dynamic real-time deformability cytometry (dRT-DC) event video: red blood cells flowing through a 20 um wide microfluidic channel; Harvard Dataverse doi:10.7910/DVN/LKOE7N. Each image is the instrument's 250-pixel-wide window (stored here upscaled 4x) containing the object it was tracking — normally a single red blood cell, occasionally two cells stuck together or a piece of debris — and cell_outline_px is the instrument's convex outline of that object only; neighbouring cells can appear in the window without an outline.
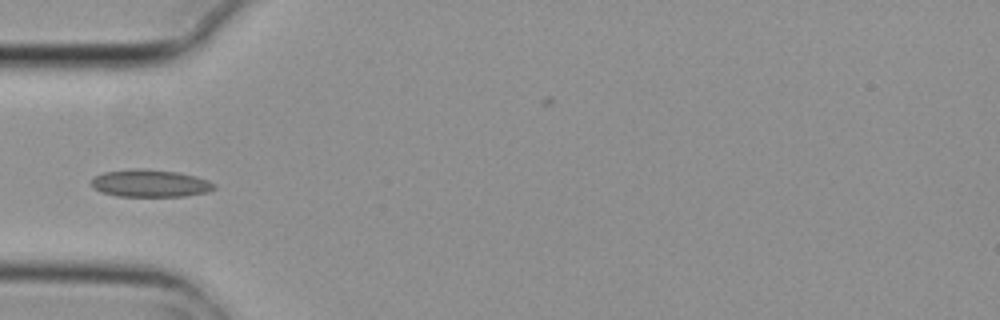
{"species": "common noctule bat (a hibernating species)", "species_latin": "Nyctalus noctula", "temperature_condition": "cold", "stored_images_in_passage": 8, "camera_frame_rate_fps": 3000, "um_per_image_px": 0.085, "animal": {"sex": "female", "body_mass_g": 29.2, "forearm_length_mm": 56.3}, "frame": {"image": 1, "passage_image": 5, "time_ms": 1.333, "image_size_px": [1000, 320], "cell_outline_px": [[216, 188], [208, 192], [184, 196], [116, 196], [100, 192], [92, 188], [92, 180], [96, 176], [104, 172], [136, 168], [144, 168], [180, 172], [196, 176], [208, 180], [216, 184]], "centroid_in_image_um": [12.79, 15.58], "position_along_channel_um": 72.2, "area_um2": 19.83}}
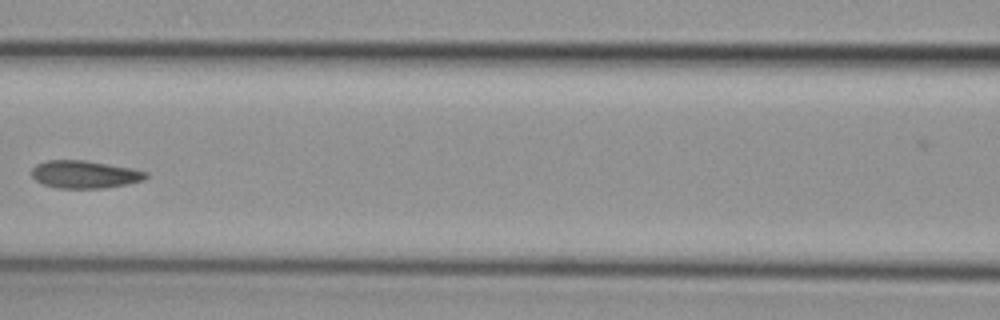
{"frame": {"image": 2, "passage_image": 7, "time_ms": 2.0, "image_size_px": [1000, 320], "cell_outline_px": [[148, 176], [144, 180], [128, 184], [104, 188], [56, 188], [44, 184], [36, 180], [32, 176], [32, 168], [36, 164], [44, 160], [84, 160], [132, 168], [148, 172]], "centroid_in_image_um": [7.2, 14.82], "position_along_channel_um": 159.4, "area_um2": 18.5}}
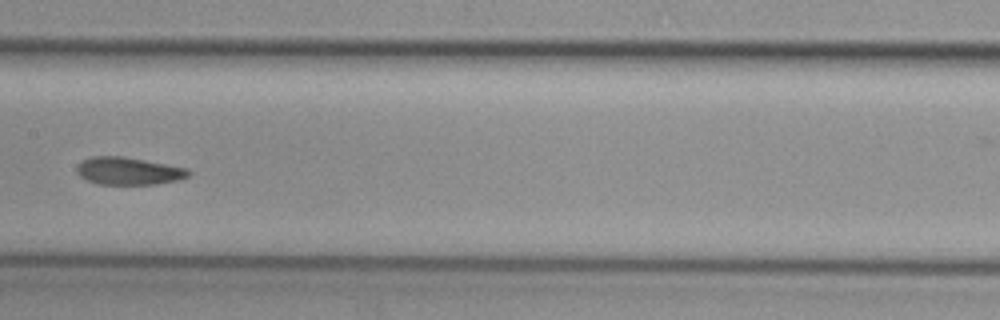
{"frame": {"image": 3, "passage_image": 8, "time_ms": 2.333, "image_size_px": [1000, 320], "cell_outline_px": [[192, 172], [188, 176], [180, 180], [156, 184], [96, 184], [80, 176], [76, 172], [76, 168], [84, 160], [92, 156], [120, 156], [144, 160], [188, 168]], "centroid_in_image_um": [10.95, 14.54], "position_along_channel_um": 196.4, "area_um2": 17.86}}